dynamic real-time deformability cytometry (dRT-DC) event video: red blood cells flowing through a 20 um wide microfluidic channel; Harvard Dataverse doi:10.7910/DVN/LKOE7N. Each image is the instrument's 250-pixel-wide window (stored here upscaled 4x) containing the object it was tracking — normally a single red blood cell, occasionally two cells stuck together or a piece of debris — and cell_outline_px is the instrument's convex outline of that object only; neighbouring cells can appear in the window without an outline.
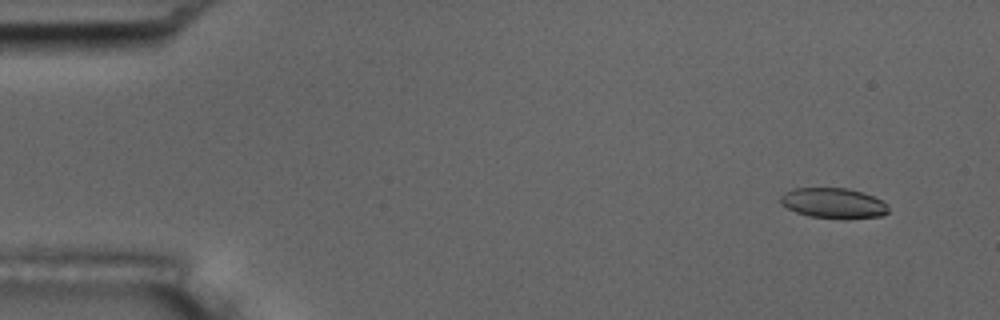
{"species": "common noctule bat (a hibernating species)", "species_latin": "Nyctalus noctula", "temperature_condition": "room temperature", "stored_images_in_passage": 7, "camera_frame_rate_fps": 3000, "um_per_image_px": 0.085, "animal": {"sex": "male", "body_mass_g": 17.5, "forearm_length_mm": 52.3}, "frame": {"image": 1, "passage_image": 2, "time_ms": 0.333, "image_size_px": [1000, 320], "cell_outline_px": [[888, 212], [880, 216], [844, 220], [808, 216], [796, 212], [780, 204], [780, 196], [784, 192], [792, 188], [848, 188], [864, 192], [888, 204]], "centroid_in_image_um": [70.83, 17.28], "position_along_channel_um": 14.2, "area_um2": 19.42}}